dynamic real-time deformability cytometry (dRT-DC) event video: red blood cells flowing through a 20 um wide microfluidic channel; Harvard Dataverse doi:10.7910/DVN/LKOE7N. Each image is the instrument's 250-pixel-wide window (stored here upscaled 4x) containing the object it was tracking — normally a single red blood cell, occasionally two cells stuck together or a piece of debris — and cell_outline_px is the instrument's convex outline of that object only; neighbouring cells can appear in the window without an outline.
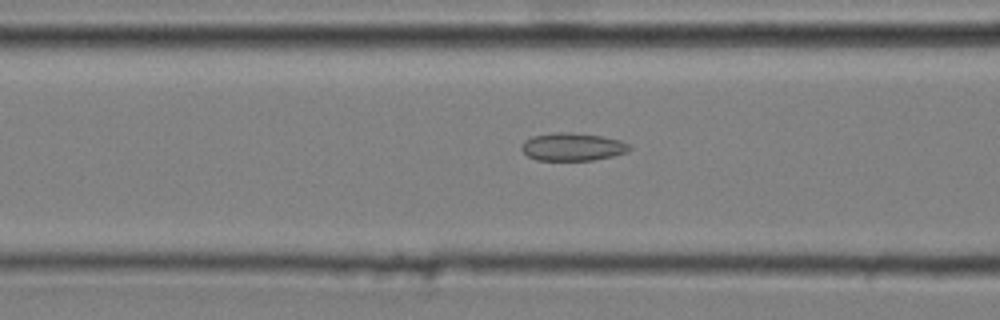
{"species": "common noctule bat (a hibernating species)", "species_latin": "Nyctalus noctula", "temperature_condition": "cold", "stored_images_in_passage": 7, "camera_frame_rate_fps": 3000, "um_per_image_px": 0.085, "animal": {"sex": "male", "body_mass_g": 20.4}, "frame": {"image": 1, "passage_image": 7, "time_ms": 2.0, "image_size_px": [1000, 320], "cell_outline_px": [[632, 148], [628, 152], [612, 156], [592, 160], [536, 160], [528, 156], [520, 148], [524, 140], [532, 136], [552, 132], [572, 132], [604, 136], [620, 140], [628, 144]], "centroid_in_image_um": [48.66, 12.47], "position_along_channel_um": 117.9, "area_um2": 17.69}}